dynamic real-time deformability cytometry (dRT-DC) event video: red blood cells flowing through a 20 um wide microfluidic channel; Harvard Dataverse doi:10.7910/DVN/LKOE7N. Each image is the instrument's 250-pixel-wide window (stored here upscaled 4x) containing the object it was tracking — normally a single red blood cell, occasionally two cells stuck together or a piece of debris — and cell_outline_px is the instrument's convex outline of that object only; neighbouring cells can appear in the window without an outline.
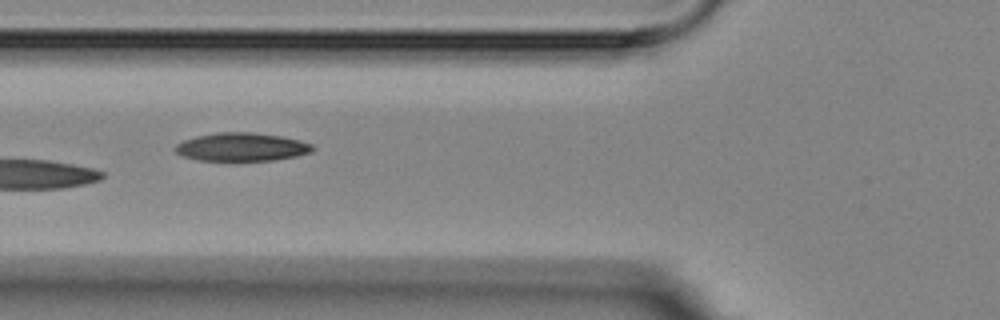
{"species": "Egyptian fruit bat (a non-hibernating species)", "species_latin": "Rousettus aegyptiacus", "temperature_condition": "room temperature", "stored_images_in_passage": 5, "camera_frame_rate_fps": 3000, "um_per_image_px": 0.085, "animal": {"sex": "female"}, "frame": {"image": 1, "passage_image": 5, "time_ms": 5.667, "image_size_px": [1000, 320], "cell_outline_px": [[316, 148], [312, 152], [296, 156], [272, 160], [196, 160], [180, 156], [172, 148], [176, 144], [184, 140], [196, 136], [216, 132], [252, 132], [280, 136], [300, 140], [312, 144]], "centroid_in_image_um": [20.51, 12.49], "position_along_channel_um": 105.3, "area_um2": 22.77}}